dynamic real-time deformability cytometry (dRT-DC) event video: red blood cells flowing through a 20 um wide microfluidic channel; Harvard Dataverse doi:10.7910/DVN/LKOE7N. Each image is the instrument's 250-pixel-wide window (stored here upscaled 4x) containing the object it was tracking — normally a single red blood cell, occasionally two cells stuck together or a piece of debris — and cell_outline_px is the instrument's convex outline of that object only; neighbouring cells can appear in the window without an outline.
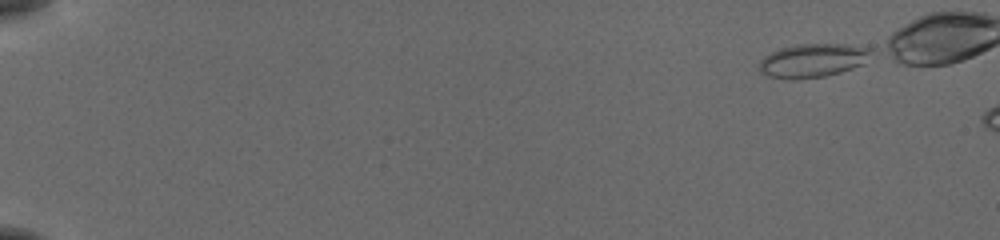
{"species": "common noctule bat (a hibernating species)", "species_latin": "Nyctalus noctula", "temperature_condition": "cold", "stored_images_in_passage": 6, "camera_frame_rate_fps": 3000, "um_per_image_px": 0.085, "animal": {"sex": "female", "body_mass_g": 19.5, "forearm_length_mm": 54.1}, "frame": {"image": 1, "passage_image": 1, "time_ms": 0.0, "image_size_px": [1000, 240], "cell_outline_px": [[872, 52], [860, 64], [852, 68], [840, 72], [824, 76], [792, 80], [768, 76], [760, 72], [760, 60], [764, 56], [780, 48], [796, 44], [848, 44], [868, 48]], "centroid_in_image_um": [69.03, 5.14], "position_along_channel_um": 16.0, "area_um2": 21.68}}